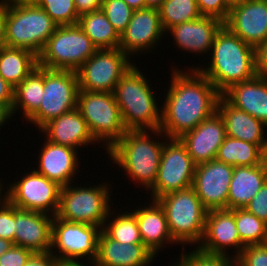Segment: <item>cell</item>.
Listing matches in <instances>:
<instances>
[{
  "mask_svg": "<svg viewBox=\"0 0 267 266\" xmlns=\"http://www.w3.org/2000/svg\"><path fill=\"white\" fill-rule=\"evenodd\" d=\"M172 66L170 85L162 102L160 130L167 138H180L217 111L221 93L197 69Z\"/></svg>",
  "mask_w": 267,
  "mask_h": 266,
  "instance_id": "6da1fadb",
  "label": "cell"
},
{
  "mask_svg": "<svg viewBox=\"0 0 267 266\" xmlns=\"http://www.w3.org/2000/svg\"><path fill=\"white\" fill-rule=\"evenodd\" d=\"M207 56L210 57V60L207 58L208 65L202 62V66L197 64L186 67L197 69L221 94L233 84L251 80L256 76L255 48L232 33L225 25L216 33L211 52Z\"/></svg>",
  "mask_w": 267,
  "mask_h": 266,
  "instance_id": "7a4b0ae2",
  "label": "cell"
},
{
  "mask_svg": "<svg viewBox=\"0 0 267 266\" xmlns=\"http://www.w3.org/2000/svg\"><path fill=\"white\" fill-rule=\"evenodd\" d=\"M152 135H155V138ZM159 138L163 140H158ZM167 139L160 129L127 130L107 154L112 160L110 162L117 164L132 184L138 183V186L141 185L147 192L155 184Z\"/></svg>",
  "mask_w": 267,
  "mask_h": 266,
  "instance_id": "3957f363",
  "label": "cell"
},
{
  "mask_svg": "<svg viewBox=\"0 0 267 266\" xmlns=\"http://www.w3.org/2000/svg\"><path fill=\"white\" fill-rule=\"evenodd\" d=\"M139 69L135 63L120 79L113 91L114 98L126 130L160 129L162 103L157 102L151 81Z\"/></svg>",
  "mask_w": 267,
  "mask_h": 266,
  "instance_id": "277c9868",
  "label": "cell"
},
{
  "mask_svg": "<svg viewBox=\"0 0 267 266\" xmlns=\"http://www.w3.org/2000/svg\"><path fill=\"white\" fill-rule=\"evenodd\" d=\"M157 201L165 211L169 232L175 242L182 248L188 244L198 246L203 239L208 210L194 188L168 193Z\"/></svg>",
  "mask_w": 267,
  "mask_h": 266,
  "instance_id": "5b68a950",
  "label": "cell"
},
{
  "mask_svg": "<svg viewBox=\"0 0 267 266\" xmlns=\"http://www.w3.org/2000/svg\"><path fill=\"white\" fill-rule=\"evenodd\" d=\"M82 186L78 183L74 186L71 183L62 187L56 216L67 221L86 223L102 229L111 208H113V204H110L113 202L110 197L114 194L110 190L112 189L111 184L106 181L97 185H89V187L86 184L85 187Z\"/></svg>",
  "mask_w": 267,
  "mask_h": 266,
  "instance_id": "8992f818",
  "label": "cell"
},
{
  "mask_svg": "<svg viewBox=\"0 0 267 266\" xmlns=\"http://www.w3.org/2000/svg\"><path fill=\"white\" fill-rule=\"evenodd\" d=\"M57 27L37 4L8 6L5 46L27 49L39 56Z\"/></svg>",
  "mask_w": 267,
  "mask_h": 266,
  "instance_id": "52a82bcc",
  "label": "cell"
},
{
  "mask_svg": "<svg viewBox=\"0 0 267 266\" xmlns=\"http://www.w3.org/2000/svg\"><path fill=\"white\" fill-rule=\"evenodd\" d=\"M77 109L85 119L94 140L107 153L127 131L120 108L111 92L79 90Z\"/></svg>",
  "mask_w": 267,
  "mask_h": 266,
  "instance_id": "ba28073f",
  "label": "cell"
},
{
  "mask_svg": "<svg viewBox=\"0 0 267 266\" xmlns=\"http://www.w3.org/2000/svg\"><path fill=\"white\" fill-rule=\"evenodd\" d=\"M97 50L78 24L58 26L38 56V65L76 72Z\"/></svg>",
  "mask_w": 267,
  "mask_h": 266,
  "instance_id": "9c48e42d",
  "label": "cell"
},
{
  "mask_svg": "<svg viewBox=\"0 0 267 266\" xmlns=\"http://www.w3.org/2000/svg\"><path fill=\"white\" fill-rule=\"evenodd\" d=\"M77 72L44 68V91L39 108L26 120L40 130L50 120L77 108Z\"/></svg>",
  "mask_w": 267,
  "mask_h": 266,
  "instance_id": "30bf717a",
  "label": "cell"
},
{
  "mask_svg": "<svg viewBox=\"0 0 267 266\" xmlns=\"http://www.w3.org/2000/svg\"><path fill=\"white\" fill-rule=\"evenodd\" d=\"M100 231L101 228L98 226L67 221L54 216L50 252L59 261L86 260L94 263L97 258Z\"/></svg>",
  "mask_w": 267,
  "mask_h": 266,
  "instance_id": "8fae6325",
  "label": "cell"
},
{
  "mask_svg": "<svg viewBox=\"0 0 267 266\" xmlns=\"http://www.w3.org/2000/svg\"><path fill=\"white\" fill-rule=\"evenodd\" d=\"M4 186V197L18 209L56 216L62 187L34 169Z\"/></svg>",
  "mask_w": 267,
  "mask_h": 266,
  "instance_id": "7c38bea8",
  "label": "cell"
},
{
  "mask_svg": "<svg viewBox=\"0 0 267 266\" xmlns=\"http://www.w3.org/2000/svg\"><path fill=\"white\" fill-rule=\"evenodd\" d=\"M133 61L120 48L97 50L76 71L79 90L113 93Z\"/></svg>",
  "mask_w": 267,
  "mask_h": 266,
  "instance_id": "4fadbf2b",
  "label": "cell"
},
{
  "mask_svg": "<svg viewBox=\"0 0 267 266\" xmlns=\"http://www.w3.org/2000/svg\"><path fill=\"white\" fill-rule=\"evenodd\" d=\"M196 164L179 138L164 143L154 186L147 192L151 200L191 187Z\"/></svg>",
  "mask_w": 267,
  "mask_h": 266,
  "instance_id": "5bb4252c",
  "label": "cell"
},
{
  "mask_svg": "<svg viewBox=\"0 0 267 266\" xmlns=\"http://www.w3.org/2000/svg\"><path fill=\"white\" fill-rule=\"evenodd\" d=\"M165 35L157 8L134 10L128 26L120 35L119 48L130 58L137 54L147 55L146 52L149 54L154 50Z\"/></svg>",
  "mask_w": 267,
  "mask_h": 266,
  "instance_id": "9a60e30c",
  "label": "cell"
},
{
  "mask_svg": "<svg viewBox=\"0 0 267 266\" xmlns=\"http://www.w3.org/2000/svg\"><path fill=\"white\" fill-rule=\"evenodd\" d=\"M234 166L215 160L196 165L192 187L209 211L227 209Z\"/></svg>",
  "mask_w": 267,
  "mask_h": 266,
  "instance_id": "2e32d148",
  "label": "cell"
},
{
  "mask_svg": "<svg viewBox=\"0 0 267 266\" xmlns=\"http://www.w3.org/2000/svg\"><path fill=\"white\" fill-rule=\"evenodd\" d=\"M198 247L206 252L225 254L234 259L242 252L245 245L240 240L235 224L234 209H214L207 212L203 239ZM230 248L234 250V254L229 255L227 249Z\"/></svg>",
  "mask_w": 267,
  "mask_h": 266,
  "instance_id": "e0dca14e",
  "label": "cell"
},
{
  "mask_svg": "<svg viewBox=\"0 0 267 266\" xmlns=\"http://www.w3.org/2000/svg\"><path fill=\"white\" fill-rule=\"evenodd\" d=\"M224 25L256 49L267 40V0H249L231 8Z\"/></svg>",
  "mask_w": 267,
  "mask_h": 266,
  "instance_id": "ac0fdd59",
  "label": "cell"
},
{
  "mask_svg": "<svg viewBox=\"0 0 267 266\" xmlns=\"http://www.w3.org/2000/svg\"><path fill=\"white\" fill-rule=\"evenodd\" d=\"M38 150V164L36 169L33 168L37 173L61 187L74 184L81 165L77 149L52 143L45 138L42 148L39 147Z\"/></svg>",
  "mask_w": 267,
  "mask_h": 266,
  "instance_id": "d6986e66",
  "label": "cell"
},
{
  "mask_svg": "<svg viewBox=\"0 0 267 266\" xmlns=\"http://www.w3.org/2000/svg\"><path fill=\"white\" fill-rule=\"evenodd\" d=\"M226 136L224 121L216 111L179 139L194 163L199 165L216 159L219 147Z\"/></svg>",
  "mask_w": 267,
  "mask_h": 266,
  "instance_id": "ffe728a7",
  "label": "cell"
},
{
  "mask_svg": "<svg viewBox=\"0 0 267 266\" xmlns=\"http://www.w3.org/2000/svg\"><path fill=\"white\" fill-rule=\"evenodd\" d=\"M224 23L215 18L201 16L196 20L174 25L165 33L172 35L171 41L184 53H195L196 56L210 54L216 33Z\"/></svg>",
  "mask_w": 267,
  "mask_h": 266,
  "instance_id": "44dd1931",
  "label": "cell"
},
{
  "mask_svg": "<svg viewBox=\"0 0 267 266\" xmlns=\"http://www.w3.org/2000/svg\"><path fill=\"white\" fill-rule=\"evenodd\" d=\"M54 216L15 206L14 245L45 253L51 250L52 221Z\"/></svg>",
  "mask_w": 267,
  "mask_h": 266,
  "instance_id": "7402d4cb",
  "label": "cell"
},
{
  "mask_svg": "<svg viewBox=\"0 0 267 266\" xmlns=\"http://www.w3.org/2000/svg\"><path fill=\"white\" fill-rule=\"evenodd\" d=\"M149 201L130 211L136 216L143 244L157 256L164 248H168L166 245L176 246L177 243L169 232L164 209L157 200Z\"/></svg>",
  "mask_w": 267,
  "mask_h": 266,
  "instance_id": "603a6c76",
  "label": "cell"
},
{
  "mask_svg": "<svg viewBox=\"0 0 267 266\" xmlns=\"http://www.w3.org/2000/svg\"><path fill=\"white\" fill-rule=\"evenodd\" d=\"M41 131V132H40ZM39 131L48 141L74 149L98 144L92 137L87 123L76 108L50 120Z\"/></svg>",
  "mask_w": 267,
  "mask_h": 266,
  "instance_id": "cb8c5ba5",
  "label": "cell"
},
{
  "mask_svg": "<svg viewBox=\"0 0 267 266\" xmlns=\"http://www.w3.org/2000/svg\"><path fill=\"white\" fill-rule=\"evenodd\" d=\"M155 257L143 243H120L109 238L101 230L94 264L95 266H151Z\"/></svg>",
  "mask_w": 267,
  "mask_h": 266,
  "instance_id": "d4e9b609",
  "label": "cell"
},
{
  "mask_svg": "<svg viewBox=\"0 0 267 266\" xmlns=\"http://www.w3.org/2000/svg\"><path fill=\"white\" fill-rule=\"evenodd\" d=\"M217 112L224 121L227 136L267 150V126L263 122L231 105L222 95L218 100Z\"/></svg>",
  "mask_w": 267,
  "mask_h": 266,
  "instance_id": "484cf974",
  "label": "cell"
},
{
  "mask_svg": "<svg viewBox=\"0 0 267 266\" xmlns=\"http://www.w3.org/2000/svg\"><path fill=\"white\" fill-rule=\"evenodd\" d=\"M221 95L267 126V79L256 75L251 80L233 84Z\"/></svg>",
  "mask_w": 267,
  "mask_h": 266,
  "instance_id": "4316f807",
  "label": "cell"
},
{
  "mask_svg": "<svg viewBox=\"0 0 267 266\" xmlns=\"http://www.w3.org/2000/svg\"><path fill=\"white\" fill-rule=\"evenodd\" d=\"M267 181L265 161L255 166H234L227 209H243Z\"/></svg>",
  "mask_w": 267,
  "mask_h": 266,
  "instance_id": "83f0119b",
  "label": "cell"
},
{
  "mask_svg": "<svg viewBox=\"0 0 267 266\" xmlns=\"http://www.w3.org/2000/svg\"><path fill=\"white\" fill-rule=\"evenodd\" d=\"M37 66L38 56L27 49L0 48V76L14 88Z\"/></svg>",
  "mask_w": 267,
  "mask_h": 266,
  "instance_id": "f1b7e54d",
  "label": "cell"
},
{
  "mask_svg": "<svg viewBox=\"0 0 267 266\" xmlns=\"http://www.w3.org/2000/svg\"><path fill=\"white\" fill-rule=\"evenodd\" d=\"M44 91V68L37 66L20 84L14 88L12 115L21 110L27 120L40 106Z\"/></svg>",
  "mask_w": 267,
  "mask_h": 266,
  "instance_id": "f546056e",
  "label": "cell"
},
{
  "mask_svg": "<svg viewBox=\"0 0 267 266\" xmlns=\"http://www.w3.org/2000/svg\"><path fill=\"white\" fill-rule=\"evenodd\" d=\"M78 25L98 50L119 48L120 35L101 9L80 15Z\"/></svg>",
  "mask_w": 267,
  "mask_h": 266,
  "instance_id": "4dcf8cb0",
  "label": "cell"
},
{
  "mask_svg": "<svg viewBox=\"0 0 267 266\" xmlns=\"http://www.w3.org/2000/svg\"><path fill=\"white\" fill-rule=\"evenodd\" d=\"M216 160L232 166H255L265 161V151L257 144L226 136Z\"/></svg>",
  "mask_w": 267,
  "mask_h": 266,
  "instance_id": "1f68e13d",
  "label": "cell"
},
{
  "mask_svg": "<svg viewBox=\"0 0 267 266\" xmlns=\"http://www.w3.org/2000/svg\"><path fill=\"white\" fill-rule=\"evenodd\" d=\"M113 209L114 208L110 210L108 217L104 222V226L101 230L109 238L120 243H143L140 236L136 216L130 210H124L122 213V211H112ZM113 214H115V216Z\"/></svg>",
  "mask_w": 267,
  "mask_h": 266,
  "instance_id": "d6a6232c",
  "label": "cell"
},
{
  "mask_svg": "<svg viewBox=\"0 0 267 266\" xmlns=\"http://www.w3.org/2000/svg\"><path fill=\"white\" fill-rule=\"evenodd\" d=\"M164 31L201 17L196 0H165L158 8Z\"/></svg>",
  "mask_w": 267,
  "mask_h": 266,
  "instance_id": "836d02e7",
  "label": "cell"
},
{
  "mask_svg": "<svg viewBox=\"0 0 267 266\" xmlns=\"http://www.w3.org/2000/svg\"><path fill=\"white\" fill-rule=\"evenodd\" d=\"M235 224L241 242L246 245L263 244L267 235V223L245 208L234 209Z\"/></svg>",
  "mask_w": 267,
  "mask_h": 266,
  "instance_id": "e575fe53",
  "label": "cell"
},
{
  "mask_svg": "<svg viewBox=\"0 0 267 266\" xmlns=\"http://www.w3.org/2000/svg\"><path fill=\"white\" fill-rule=\"evenodd\" d=\"M58 25L78 24L79 15L74 0H38L36 3Z\"/></svg>",
  "mask_w": 267,
  "mask_h": 266,
  "instance_id": "d590c367",
  "label": "cell"
},
{
  "mask_svg": "<svg viewBox=\"0 0 267 266\" xmlns=\"http://www.w3.org/2000/svg\"><path fill=\"white\" fill-rule=\"evenodd\" d=\"M101 10L119 35L125 31L134 12L124 0H102Z\"/></svg>",
  "mask_w": 267,
  "mask_h": 266,
  "instance_id": "8d00e7d4",
  "label": "cell"
},
{
  "mask_svg": "<svg viewBox=\"0 0 267 266\" xmlns=\"http://www.w3.org/2000/svg\"><path fill=\"white\" fill-rule=\"evenodd\" d=\"M181 248L184 254V266H236L235 259L225 254L209 253L198 246L190 252ZM185 251V252H184Z\"/></svg>",
  "mask_w": 267,
  "mask_h": 266,
  "instance_id": "74e56055",
  "label": "cell"
},
{
  "mask_svg": "<svg viewBox=\"0 0 267 266\" xmlns=\"http://www.w3.org/2000/svg\"><path fill=\"white\" fill-rule=\"evenodd\" d=\"M235 263L236 266H267V248L264 244L246 245Z\"/></svg>",
  "mask_w": 267,
  "mask_h": 266,
  "instance_id": "f35d334b",
  "label": "cell"
},
{
  "mask_svg": "<svg viewBox=\"0 0 267 266\" xmlns=\"http://www.w3.org/2000/svg\"><path fill=\"white\" fill-rule=\"evenodd\" d=\"M15 230V206L4 197L0 201V238L14 244Z\"/></svg>",
  "mask_w": 267,
  "mask_h": 266,
  "instance_id": "ab89813d",
  "label": "cell"
},
{
  "mask_svg": "<svg viewBox=\"0 0 267 266\" xmlns=\"http://www.w3.org/2000/svg\"><path fill=\"white\" fill-rule=\"evenodd\" d=\"M202 16L215 17L223 23L229 15V8L224 0H196Z\"/></svg>",
  "mask_w": 267,
  "mask_h": 266,
  "instance_id": "60d3db41",
  "label": "cell"
},
{
  "mask_svg": "<svg viewBox=\"0 0 267 266\" xmlns=\"http://www.w3.org/2000/svg\"><path fill=\"white\" fill-rule=\"evenodd\" d=\"M32 254L29 249L13 245L0 256V266H24Z\"/></svg>",
  "mask_w": 267,
  "mask_h": 266,
  "instance_id": "b9f144b4",
  "label": "cell"
},
{
  "mask_svg": "<svg viewBox=\"0 0 267 266\" xmlns=\"http://www.w3.org/2000/svg\"><path fill=\"white\" fill-rule=\"evenodd\" d=\"M245 209L267 223V181L250 200Z\"/></svg>",
  "mask_w": 267,
  "mask_h": 266,
  "instance_id": "7bdbcfd3",
  "label": "cell"
},
{
  "mask_svg": "<svg viewBox=\"0 0 267 266\" xmlns=\"http://www.w3.org/2000/svg\"><path fill=\"white\" fill-rule=\"evenodd\" d=\"M256 75L267 79V40L255 49Z\"/></svg>",
  "mask_w": 267,
  "mask_h": 266,
  "instance_id": "ee69618b",
  "label": "cell"
},
{
  "mask_svg": "<svg viewBox=\"0 0 267 266\" xmlns=\"http://www.w3.org/2000/svg\"><path fill=\"white\" fill-rule=\"evenodd\" d=\"M59 260L51 252L33 253L24 266H57Z\"/></svg>",
  "mask_w": 267,
  "mask_h": 266,
  "instance_id": "f6af8a7d",
  "label": "cell"
},
{
  "mask_svg": "<svg viewBox=\"0 0 267 266\" xmlns=\"http://www.w3.org/2000/svg\"><path fill=\"white\" fill-rule=\"evenodd\" d=\"M14 102V87L0 76V105H6L10 110Z\"/></svg>",
  "mask_w": 267,
  "mask_h": 266,
  "instance_id": "bcb514c9",
  "label": "cell"
},
{
  "mask_svg": "<svg viewBox=\"0 0 267 266\" xmlns=\"http://www.w3.org/2000/svg\"><path fill=\"white\" fill-rule=\"evenodd\" d=\"M78 15L101 9L102 0H74Z\"/></svg>",
  "mask_w": 267,
  "mask_h": 266,
  "instance_id": "7dc6e473",
  "label": "cell"
},
{
  "mask_svg": "<svg viewBox=\"0 0 267 266\" xmlns=\"http://www.w3.org/2000/svg\"><path fill=\"white\" fill-rule=\"evenodd\" d=\"M8 6L0 0V48L5 46V27Z\"/></svg>",
  "mask_w": 267,
  "mask_h": 266,
  "instance_id": "c3c4849f",
  "label": "cell"
},
{
  "mask_svg": "<svg viewBox=\"0 0 267 266\" xmlns=\"http://www.w3.org/2000/svg\"><path fill=\"white\" fill-rule=\"evenodd\" d=\"M11 118H13L12 111L6 105H0V131Z\"/></svg>",
  "mask_w": 267,
  "mask_h": 266,
  "instance_id": "681fc988",
  "label": "cell"
},
{
  "mask_svg": "<svg viewBox=\"0 0 267 266\" xmlns=\"http://www.w3.org/2000/svg\"><path fill=\"white\" fill-rule=\"evenodd\" d=\"M86 261H59L57 266H95L94 263Z\"/></svg>",
  "mask_w": 267,
  "mask_h": 266,
  "instance_id": "f907efd6",
  "label": "cell"
},
{
  "mask_svg": "<svg viewBox=\"0 0 267 266\" xmlns=\"http://www.w3.org/2000/svg\"><path fill=\"white\" fill-rule=\"evenodd\" d=\"M126 4L133 10L147 8L145 5V0H124Z\"/></svg>",
  "mask_w": 267,
  "mask_h": 266,
  "instance_id": "816d5d0a",
  "label": "cell"
},
{
  "mask_svg": "<svg viewBox=\"0 0 267 266\" xmlns=\"http://www.w3.org/2000/svg\"><path fill=\"white\" fill-rule=\"evenodd\" d=\"M7 6L23 5V4H36L38 0H1Z\"/></svg>",
  "mask_w": 267,
  "mask_h": 266,
  "instance_id": "f5cc1de1",
  "label": "cell"
},
{
  "mask_svg": "<svg viewBox=\"0 0 267 266\" xmlns=\"http://www.w3.org/2000/svg\"><path fill=\"white\" fill-rule=\"evenodd\" d=\"M13 242L0 238V256L13 246Z\"/></svg>",
  "mask_w": 267,
  "mask_h": 266,
  "instance_id": "db71d44e",
  "label": "cell"
},
{
  "mask_svg": "<svg viewBox=\"0 0 267 266\" xmlns=\"http://www.w3.org/2000/svg\"><path fill=\"white\" fill-rule=\"evenodd\" d=\"M165 0H145L146 7L159 8Z\"/></svg>",
  "mask_w": 267,
  "mask_h": 266,
  "instance_id": "11a10c76",
  "label": "cell"
},
{
  "mask_svg": "<svg viewBox=\"0 0 267 266\" xmlns=\"http://www.w3.org/2000/svg\"><path fill=\"white\" fill-rule=\"evenodd\" d=\"M226 5L228 6L229 9L244 4L245 2L249 1V0H224Z\"/></svg>",
  "mask_w": 267,
  "mask_h": 266,
  "instance_id": "9f6ffc18",
  "label": "cell"
},
{
  "mask_svg": "<svg viewBox=\"0 0 267 266\" xmlns=\"http://www.w3.org/2000/svg\"><path fill=\"white\" fill-rule=\"evenodd\" d=\"M179 256L180 258H176L177 260H175L173 264L171 263V265L168 266H184V254L182 253Z\"/></svg>",
  "mask_w": 267,
  "mask_h": 266,
  "instance_id": "6f0895ef",
  "label": "cell"
},
{
  "mask_svg": "<svg viewBox=\"0 0 267 266\" xmlns=\"http://www.w3.org/2000/svg\"><path fill=\"white\" fill-rule=\"evenodd\" d=\"M5 182L3 181V183H2V179H0V201L4 198V193H3V191H5V190H3L5 187Z\"/></svg>",
  "mask_w": 267,
  "mask_h": 266,
  "instance_id": "680465c9",
  "label": "cell"
},
{
  "mask_svg": "<svg viewBox=\"0 0 267 266\" xmlns=\"http://www.w3.org/2000/svg\"><path fill=\"white\" fill-rule=\"evenodd\" d=\"M264 246L267 248V235H266V237H265V241H264Z\"/></svg>",
  "mask_w": 267,
  "mask_h": 266,
  "instance_id": "91938a15",
  "label": "cell"
},
{
  "mask_svg": "<svg viewBox=\"0 0 267 266\" xmlns=\"http://www.w3.org/2000/svg\"><path fill=\"white\" fill-rule=\"evenodd\" d=\"M265 163H266V166H267V150L265 151Z\"/></svg>",
  "mask_w": 267,
  "mask_h": 266,
  "instance_id": "94428289",
  "label": "cell"
}]
</instances>
